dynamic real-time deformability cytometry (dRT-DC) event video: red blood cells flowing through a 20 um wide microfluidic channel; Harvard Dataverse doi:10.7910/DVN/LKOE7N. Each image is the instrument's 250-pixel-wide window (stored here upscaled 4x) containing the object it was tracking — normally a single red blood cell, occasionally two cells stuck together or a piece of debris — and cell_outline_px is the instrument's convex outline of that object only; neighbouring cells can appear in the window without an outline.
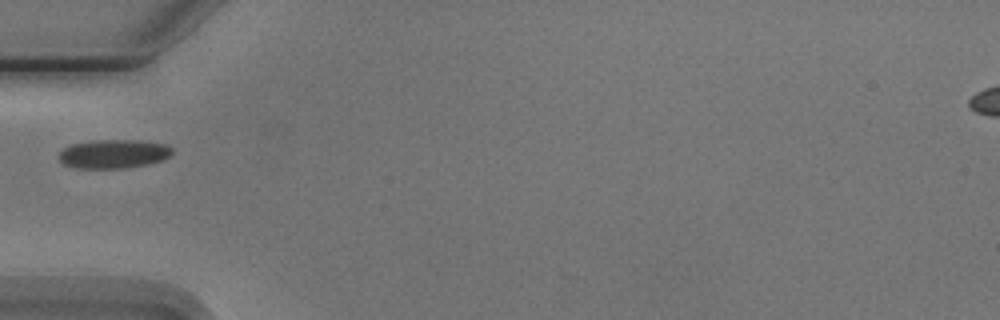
{"species": "Egyptian fruit bat (a non-hibernating species)", "species_latin": "Rousettus aegyptiacus", "temperature_condition": "cold", "stored_images_in_passage": 4, "camera_frame_rate_fps": 3000, "um_per_image_px": 0.085, "animal": {"sex": "male"}, "frame": {"image": 1, "passage_image": 4, "time_ms": 4.333, "image_size_px": [1000, 320], "cell_outline_px": [[172, 152], [164, 160], [148, 164], [124, 168], [76, 168], [64, 164], [60, 160], [60, 152], [64, 148], [72, 144], [88, 140], [136, 140], [168, 144], [172, 148]], "centroid_in_image_um": [9.67, 13.07], "position_along_channel_um": 75.3, "area_um2": 19.07}}